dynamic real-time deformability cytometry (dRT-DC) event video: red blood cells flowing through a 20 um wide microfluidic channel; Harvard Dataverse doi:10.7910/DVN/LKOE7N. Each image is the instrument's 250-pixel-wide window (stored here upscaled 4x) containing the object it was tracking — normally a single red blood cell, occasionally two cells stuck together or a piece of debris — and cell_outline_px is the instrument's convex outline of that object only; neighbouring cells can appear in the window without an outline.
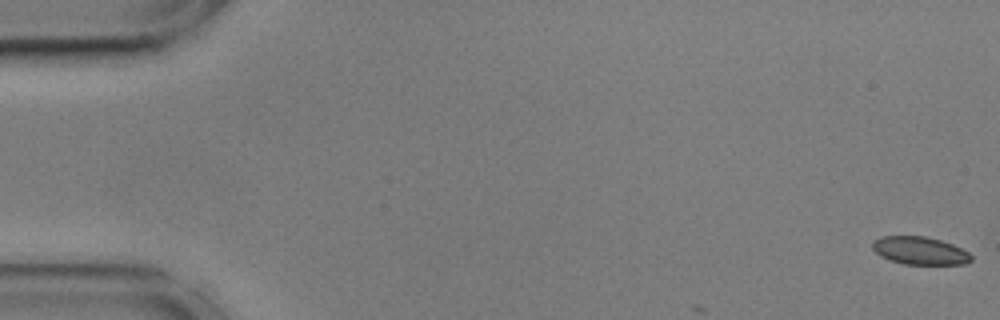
{"species": "common noctule bat (a hibernating species)", "species_latin": "Nyctalus noctula", "temperature_condition": "cold", "stored_images_in_passage": 3, "camera_frame_rate_fps": 3000, "um_per_image_px": 0.085, "animal": {"sex": "male", "body_mass_g": 17.9, "forearm_length_mm": 54.2}, "frame": {"image": 1, "passage_image": 1, "time_ms": 0.0, "image_size_px": [1000, 320], "cell_outline_px": [[972, 260], [964, 264], [904, 264], [888, 260], [880, 256], [872, 248], [872, 240], [880, 236], [924, 236], [940, 240], [952, 244], [968, 252], [972, 256]], "centroid_in_image_um": [78.14, 21.3], "position_along_channel_um": 6.9, "area_um2": 16.07}}